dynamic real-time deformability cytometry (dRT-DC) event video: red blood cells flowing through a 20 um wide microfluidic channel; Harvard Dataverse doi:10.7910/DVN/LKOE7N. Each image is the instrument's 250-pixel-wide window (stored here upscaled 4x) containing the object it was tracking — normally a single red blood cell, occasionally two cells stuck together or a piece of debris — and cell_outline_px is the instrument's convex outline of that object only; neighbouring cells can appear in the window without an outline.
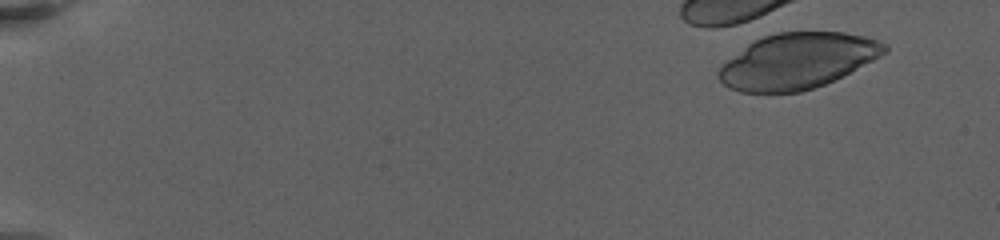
{"species": "human", "species_latin": "Homo sapiens", "temperature_condition": "warm", "stored_images_in_passage": 10, "camera_frame_rate_fps": 3000, "um_per_image_px": 0.085, "donor": {"sex": "female"}, "frame": {"image": 1, "passage_image": 6, "time_ms": 1.667, "image_size_px": [1000, 240], "cell_outline_px": [[888, 52], [824, 84], [800, 92], [740, 92], [728, 88], [716, 76], [716, 72], [728, 60], [748, 44], [764, 36], [780, 32], [844, 32], [864, 36], [880, 40], [888, 44]], "centroid_in_image_um": [67.78, 5.18], "position_along_channel_um": 17.2, "area_um2": 53.18}}